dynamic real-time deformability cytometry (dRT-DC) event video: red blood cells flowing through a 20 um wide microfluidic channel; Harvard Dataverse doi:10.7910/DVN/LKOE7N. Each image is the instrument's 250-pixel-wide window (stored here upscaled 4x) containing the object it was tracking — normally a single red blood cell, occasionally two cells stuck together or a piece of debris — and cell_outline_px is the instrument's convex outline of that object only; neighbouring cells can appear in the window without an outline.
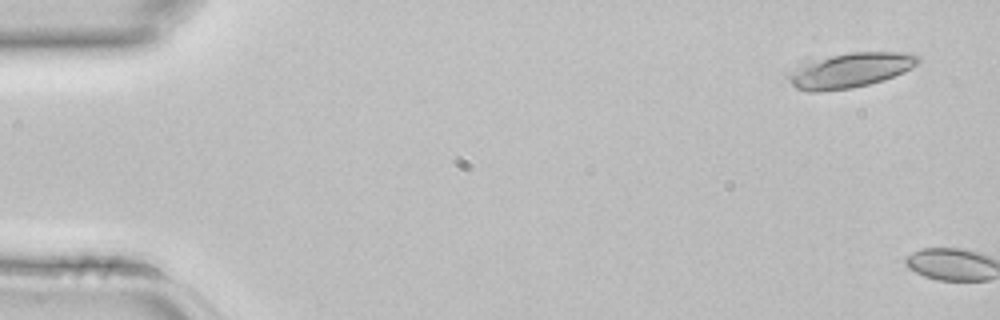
{"species": "common noctule bat (a hibernating species)", "species_latin": "Nyctalus noctula", "temperature_condition": "room temperature", "stored_images_in_passage": 4, "camera_frame_rate_fps": 3000, "um_per_image_px": 0.085, "animal": {"sex": "female", "body_mass_g": 22.7, "forearm_length_mm": 54.2}, "frame": {"image": 1, "passage_image": 1, "time_ms": 0.0, "image_size_px": [1000, 320], "cell_outline_px": [[920, 64], [904, 72], [884, 80], [852, 88], [820, 92], [808, 92], [796, 88], [784, 76], [784, 72], [808, 56], [852, 52], [912, 52], [920, 56]], "centroid_in_image_um": [72.12, 5.93], "position_along_channel_um": 12.9, "area_um2": 28.03}}